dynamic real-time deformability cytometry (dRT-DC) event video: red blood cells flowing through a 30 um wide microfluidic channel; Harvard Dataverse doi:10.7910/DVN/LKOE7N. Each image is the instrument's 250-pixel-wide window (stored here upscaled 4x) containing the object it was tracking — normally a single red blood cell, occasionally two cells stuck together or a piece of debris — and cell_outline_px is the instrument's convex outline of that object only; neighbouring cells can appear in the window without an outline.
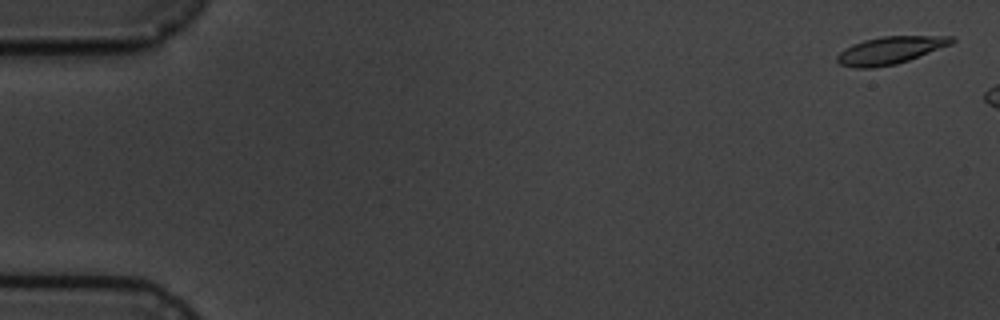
{"species": "common noctule bat (a hibernating species)", "species_latin": "Nyctalus noctula", "temperature_condition": "cold", "stored_images_in_passage": 3, "camera_frame_rate_fps": 3000, "um_per_image_px": 0.085, "animal": {"sex": "male", "body_mass_g": 19.5, "forearm_length_mm": 54.6}, "frame": {"image": 1, "passage_image": 1, "time_ms": 0.0, "image_size_px": [1000, 320], "cell_outline_px": [[956, 40], [952, 44], [908, 60], [896, 64], [872, 68], [856, 68], [840, 64], [836, 60], [836, 56], [844, 48], [852, 44], [864, 40], [884, 36], [956, 36]], "centroid_in_image_um": [75.67, 4.27], "position_along_channel_um": 9.3, "area_um2": 18.32}}